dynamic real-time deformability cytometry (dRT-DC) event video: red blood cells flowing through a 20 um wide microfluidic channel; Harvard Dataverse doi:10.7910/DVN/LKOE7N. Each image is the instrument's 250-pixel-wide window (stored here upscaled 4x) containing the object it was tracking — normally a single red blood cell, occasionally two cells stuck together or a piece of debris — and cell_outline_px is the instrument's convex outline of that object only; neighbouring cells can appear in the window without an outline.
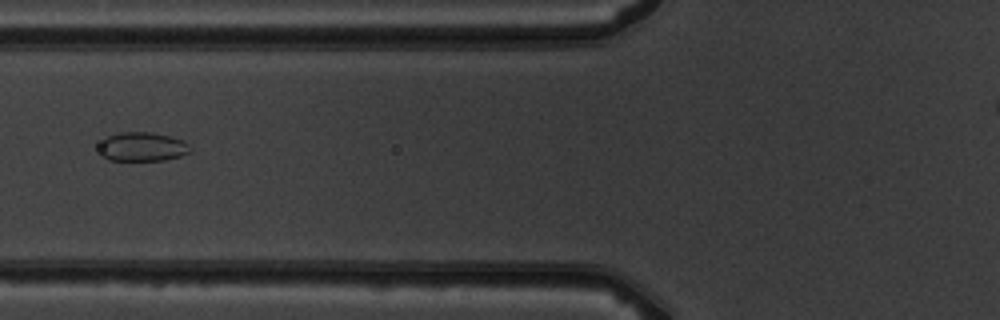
{"species": "common noctule bat (a hibernating species)", "species_latin": "Nyctalus noctula", "temperature_condition": "warm", "stored_images_in_passage": 6, "camera_frame_rate_fps": 3000, "um_per_image_px": 0.085, "animal": {"sex": "male", "body_mass_g": 19.5, "forearm_length_mm": 54.6}, "frame": {"image": 1, "passage_image": 6, "time_ms": 6.667, "image_size_px": [1000, 320], "cell_outline_px": [[192, 152], [180, 156], [164, 160], [108, 160], [100, 152], [100, 144], [108, 136], [120, 132], [152, 132], [184, 140], [192, 148]], "centroid_in_image_um": [12.15, 12.47], "position_along_channel_um": 113.6, "area_um2": 15.37}}